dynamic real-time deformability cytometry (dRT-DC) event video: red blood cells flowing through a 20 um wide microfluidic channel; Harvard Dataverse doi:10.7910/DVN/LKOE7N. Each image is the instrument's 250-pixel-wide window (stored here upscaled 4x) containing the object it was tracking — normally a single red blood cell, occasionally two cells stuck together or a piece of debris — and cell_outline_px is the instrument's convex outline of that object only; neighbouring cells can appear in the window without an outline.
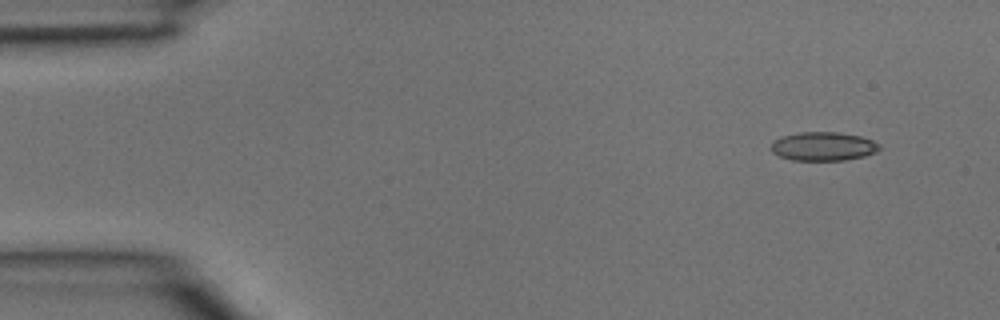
{"species": "common noctule bat (a hibernating species)", "species_latin": "Nyctalus noctula", "temperature_condition": "room temperature", "stored_images_in_passage": 5, "segment_of_instrument_passage": [2, 2], "camera_frame_rate_fps": 3000, "um_per_image_px": 0.085, "animal": {"sex": "male", "body_mass_g": 15.6}, "frame": {"image": 1, "passage_image": 5, "time_ms": 1.333, "image_size_px": [1000, 320], "cell_outline_px": [[880, 148], [876, 152], [864, 156], [844, 160], [792, 160], [780, 156], [772, 152], [772, 140], [780, 136], [800, 132], [836, 132], [860, 136], [872, 140], [880, 144]], "centroid_in_image_um": [69.96, 12.43], "position_along_channel_um": 15.0, "area_um2": 18.15}}